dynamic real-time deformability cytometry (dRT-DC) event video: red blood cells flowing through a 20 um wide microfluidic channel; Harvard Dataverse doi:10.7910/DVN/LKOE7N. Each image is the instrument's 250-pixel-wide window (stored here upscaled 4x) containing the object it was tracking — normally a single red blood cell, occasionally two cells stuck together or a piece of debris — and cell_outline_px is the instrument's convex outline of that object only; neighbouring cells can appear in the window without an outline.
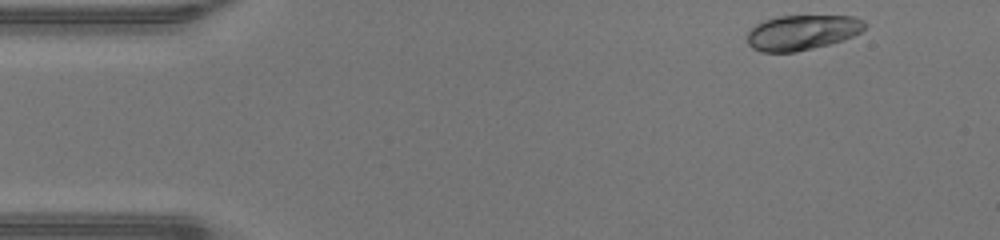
{"species": "human", "species_latin": "Homo sapiens", "temperature_condition": "warm", "stored_images_in_passage": 44, "camera_frame_rate_fps": 3000, "um_per_image_px": 0.085, "donor": {"sex": "male"}, "frame": {"image": 1, "passage_image": 1, "time_ms": 0.0, "image_size_px": [1000, 240], "cell_outline_px": [[868, 24], [860, 32], [852, 36], [828, 44], [796, 52], [760, 52], [752, 48], [748, 44], [748, 32], [756, 24], [764, 20], [776, 16], [852, 16], [864, 20]], "centroid_in_image_um": [68.16, 2.75], "position_along_channel_um": 16.8, "area_um2": 23.93}}
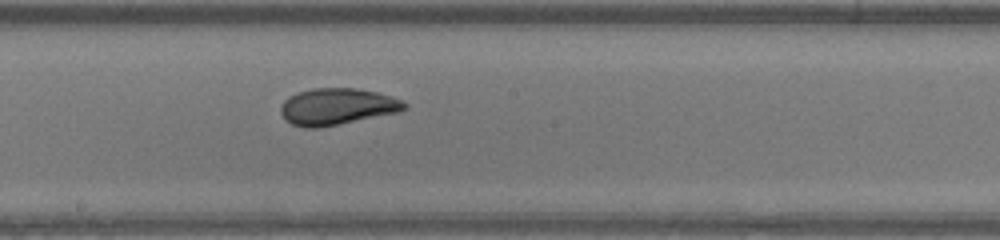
{"frame": {"image": 2, "passage_image": 22, "time_ms": 7.0, "image_size_px": [1000, 240], "cell_outline_px": [[408, 108], [400, 112], [316, 128], [304, 128], [292, 124], [284, 120], [280, 112], [280, 108], [284, 100], [288, 96], [296, 92], [312, 88], [356, 88], [376, 92], [392, 96], [404, 100], [408, 104]], "centroid_in_image_um": [28.65, 9.05], "position_along_channel_um": 219.5, "area_um2": 26.65}}
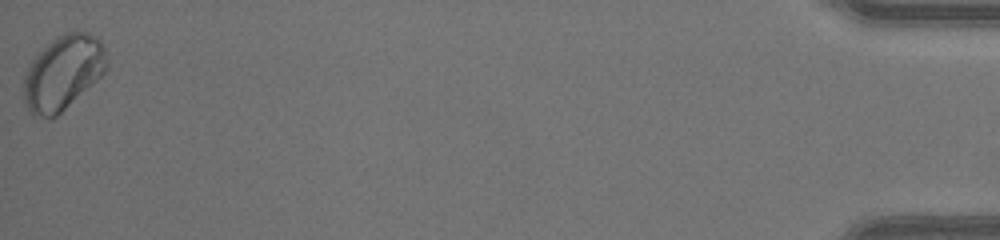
{"frame": {"image": 3, "passage_image": 44, "time_ms": 14.333, "image_size_px": [1000, 240], "cell_outline_px": [[104, 72], [96, 80], [56, 116], [32, 116], [24, 100], [24, 76], [32, 60], [56, 36], [64, 32], [88, 32], [96, 36], [100, 40], [104, 48]], "centroid_in_image_um": [5.33, 6.15], "position_along_channel_um": 429.9, "area_um2": 34.97}, "authors_computed_cell_mechanics": {"area_um2": 26.1256, "velocity_mm_per_s": 4.3459, "shape_relaxation_time_tau1_ms": 3.7456, "shape_relaxation_time_tau2_ms": null, "deformation_change_tau1": 0.1032, "deformation_change_tau2": null}}